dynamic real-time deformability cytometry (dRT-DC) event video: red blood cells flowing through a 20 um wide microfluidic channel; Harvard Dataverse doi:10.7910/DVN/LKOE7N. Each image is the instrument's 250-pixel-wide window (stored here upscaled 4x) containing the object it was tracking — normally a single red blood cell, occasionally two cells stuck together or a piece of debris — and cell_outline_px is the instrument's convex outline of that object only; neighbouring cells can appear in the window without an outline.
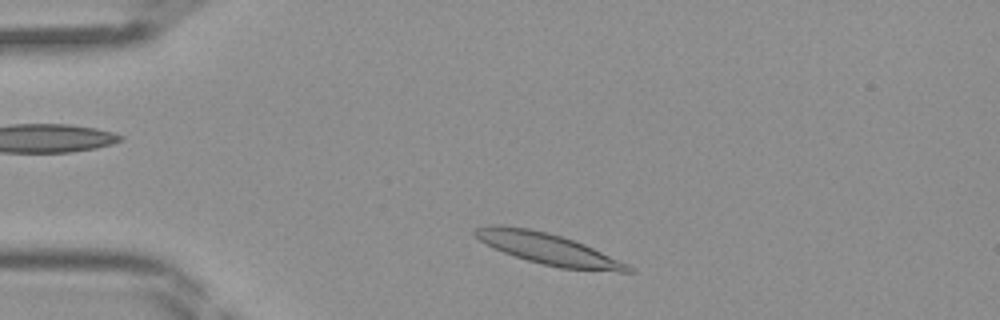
{"species": "Egyptian fruit bat (a non-hibernating species)", "species_latin": "Rousettus aegyptiacus", "temperature_condition": "room temperature", "stored_images_in_passage": 37, "camera_frame_rate_fps": 3000, "um_per_image_px": 0.085, "frame": {"image": 1, "passage_image": 2, "time_ms": 0.333, "image_size_px": [1000, 320], "cell_outline_px": [[636, 272], [620, 272], [560, 268], [528, 260], [504, 252], [480, 240], [472, 232], [476, 228], [488, 224], [496, 224], [528, 228], [548, 232], [584, 244], [628, 264]], "centroid_in_image_um": [46.6, 21.15], "position_along_channel_um": 38.4, "area_um2": 27.4}}
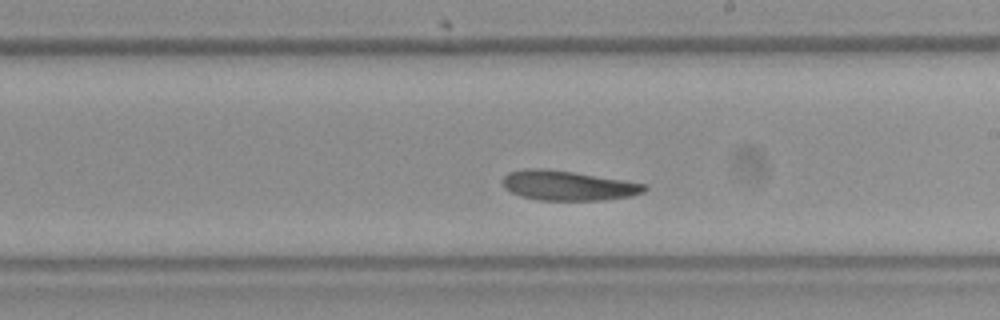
{"frame": {"image": 2, "passage_image": 18, "time_ms": 5.667, "image_size_px": [1000, 320], "cell_outline_px": [[648, 188], [644, 192], [632, 196], [604, 200], [540, 200], [520, 196], [504, 188], [500, 180], [508, 172], [528, 168], [540, 168], [572, 172], [624, 180], [644, 184]], "centroid_in_image_um": [48.24, 15.77], "position_along_channel_um": 240.8, "area_um2": 24.57}}
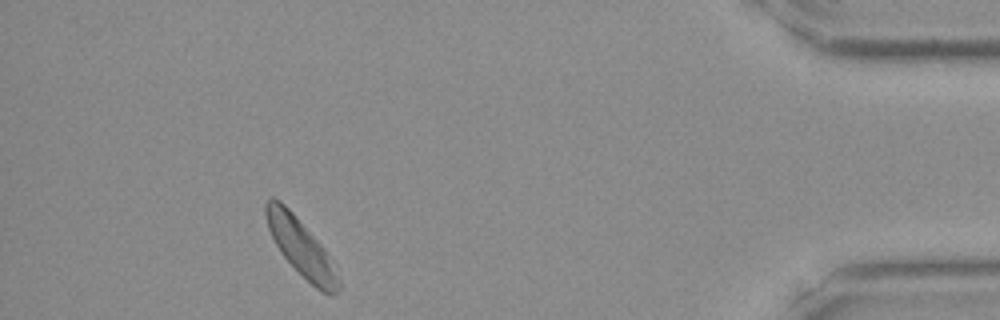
{"frame": {"image": 3, "passage_image": 33, "time_ms": 10.667, "image_size_px": [1000, 320], "cell_outline_px": [[340, 288], [332, 296], [328, 296], [316, 288], [280, 252], [268, 228], [264, 212], [264, 204], [272, 196], [280, 200], [292, 212], [324, 248], [340, 280]], "centroid_in_image_um": [25.57, 21.01], "position_along_channel_um": 409.6, "area_um2": 23.58}}